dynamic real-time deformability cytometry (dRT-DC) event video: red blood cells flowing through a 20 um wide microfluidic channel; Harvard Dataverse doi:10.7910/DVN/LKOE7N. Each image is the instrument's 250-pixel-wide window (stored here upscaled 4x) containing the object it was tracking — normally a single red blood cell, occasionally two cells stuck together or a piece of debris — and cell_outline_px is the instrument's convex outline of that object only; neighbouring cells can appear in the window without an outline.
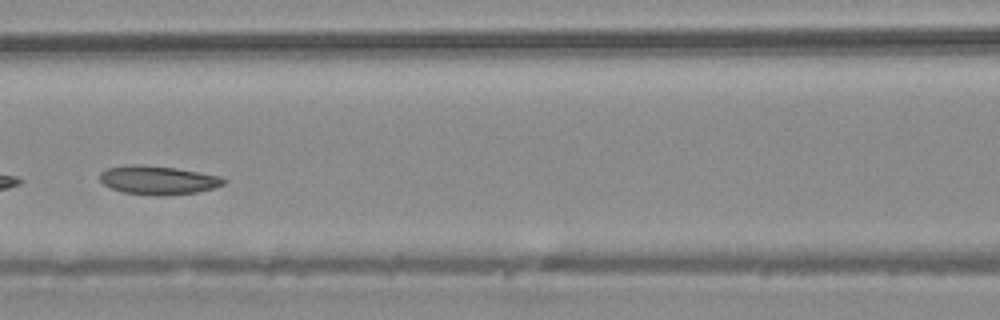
{"species": "common noctule bat (a hibernating species)", "species_latin": "Nyctalus noctula", "temperature_condition": "warm", "stored_images_in_passage": 22, "camera_frame_rate_fps": 3000, "um_per_image_px": 0.085, "animal": {"sex": "male", "body_mass_g": 20.4}, "frame": {"image": 1, "passage_image": 10, "time_ms": 3.0, "image_size_px": [1000, 320], "cell_outline_px": [[228, 180], [224, 184], [212, 188], [196, 192], [156, 196], [124, 192], [112, 188], [104, 184], [100, 180], [100, 172], [108, 168], [136, 164], [176, 168], [220, 176]], "centroid_in_image_um": [13.44, 15.31], "position_along_channel_um": 153.2, "area_um2": 20.4}}